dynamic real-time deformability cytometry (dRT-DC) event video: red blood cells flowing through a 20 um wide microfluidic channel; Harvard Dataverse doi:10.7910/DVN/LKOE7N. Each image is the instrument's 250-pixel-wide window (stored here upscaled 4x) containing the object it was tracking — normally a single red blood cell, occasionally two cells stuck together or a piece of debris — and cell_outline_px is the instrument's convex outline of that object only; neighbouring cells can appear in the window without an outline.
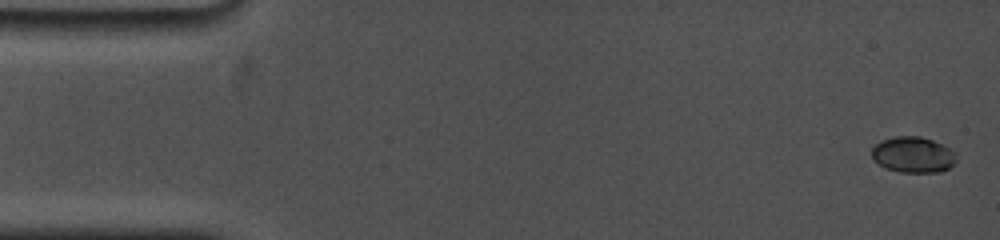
{"species": "common noctule bat (a hibernating species)", "species_latin": "Nyctalus noctula", "temperature_condition": "cold", "stored_images_in_passage": 15, "camera_frame_rate_fps": 5000, "um_per_image_px": 0.085, "animal": {"sex": "female", "body_mass_g": 19.0, "forearm_length_mm": 53.3}, "frame": {"image": 1, "passage_image": 1, "time_ms": 0.0, "image_size_px": [1000, 240], "cell_outline_px": [[956, 160], [948, 168], [940, 172], [900, 172], [884, 168], [872, 160], [872, 148], [880, 140], [896, 136], [920, 136], [944, 144], [956, 152]], "centroid_in_image_um": [77.6, 13.14], "position_along_channel_um": 7.4, "area_um2": 17.92}}
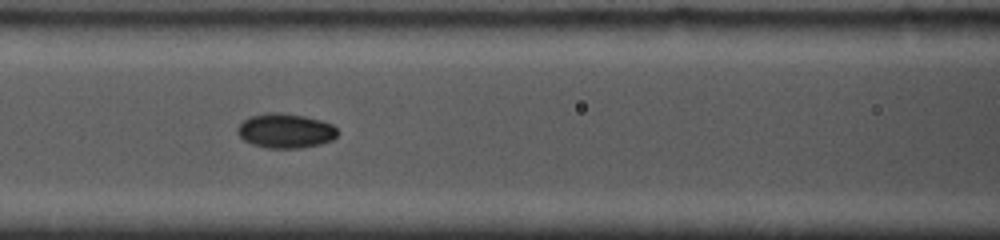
{"frame": {"image": 2, "passage_image": 11, "time_ms": 7.0, "image_size_px": [1000, 240], "cell_outline_px": [[340, 132], [332, 140], [320, 144], [300, 148], [268, 148], [252, 144], [244, 140], [236, 132], [236, 128], [244, 120], [252, 116], [268, 112], [284, 112], [304, 116], [320, 120], [332, 124]], "centroid_in_image_um": [24.27, 11.11], "position_along_channel_um": 142.3, "area_um2": 20.23}}
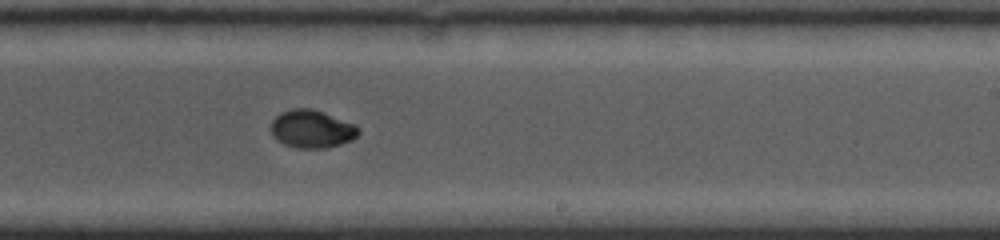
{"frame": {"image": 3, "passage_image": 15, "time_ms": 10.2, "image_size_px": [1000, 240], "cell_outline_px": [[360, 132], [352, 140], [328, 148], [296, 148], [284, 144], [276, 140], [272, 136], [272, 120], [280, 112], [292, 108], [312, 108], [356, 124], [360, 128]], "centroid_in_image_um": [26.51, 10.96], "position_along_channel_um": 262.5, "area_um2": 19.54}}